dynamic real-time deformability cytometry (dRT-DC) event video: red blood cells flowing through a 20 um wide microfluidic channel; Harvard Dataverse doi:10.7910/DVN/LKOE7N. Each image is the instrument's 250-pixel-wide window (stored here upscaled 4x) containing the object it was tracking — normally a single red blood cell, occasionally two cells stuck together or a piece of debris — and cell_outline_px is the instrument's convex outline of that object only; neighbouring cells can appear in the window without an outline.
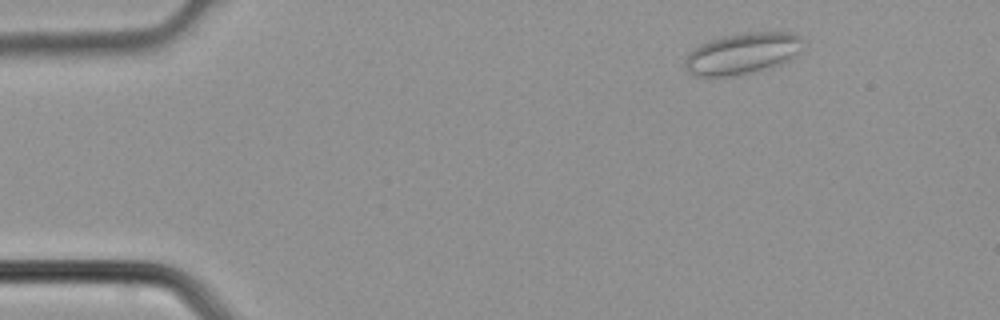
{"species": "common noctule bat (a hibernating species)", "species_latin": "Nyctalus noctula", "temperature_condition": "cold", "stored_images_in_passage": 3, "camera_frame_rate_fps": 3000, "um_per_image_px": 0.085, "animal": {"sex": "male", "body_mass_g": 21.5, "forearm_length_mm": 52.0}, "frame": {"image": 1, "passage_image": 1, "time_ms": 0.0, "image_size_px": [1000, 320], "cell_outline_px": [[804, 48], [796, 56], [780, 64], [756, 72], [736, 76], [696, 76], [688, 72], [684, 68], [684, 60], [688, 52], [700, 44], [724, 36], [744, 32], [788, 32], [800, 36], [804, 40]], "centroid_in_image_um": [63.12, 4.55], "position_along_channel_um": 21.9, "area_um2": 28.84}}